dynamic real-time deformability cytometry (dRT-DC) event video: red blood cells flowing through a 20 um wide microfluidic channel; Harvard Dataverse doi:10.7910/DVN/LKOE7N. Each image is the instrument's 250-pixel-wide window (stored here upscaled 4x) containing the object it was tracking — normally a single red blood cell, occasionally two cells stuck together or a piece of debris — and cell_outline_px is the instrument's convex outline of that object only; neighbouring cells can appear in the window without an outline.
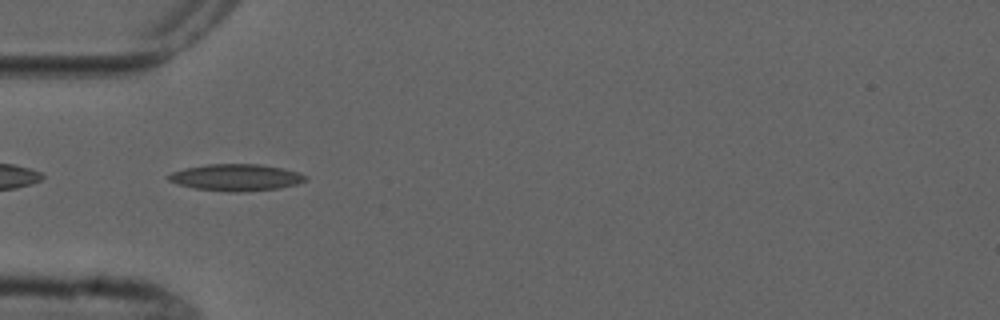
{"species": "common noctule bat (a hibernating species)", "species_latin": "Nyctalus noctula", "temperature_condition": "cold", "stored_images_in_passage": 5, "camera_frame_rate_fps": 3000, "um_per_image_px": 0.085, "animal": {"sex": "male", "forearm_length_mm": 52.5}, "frame": {"image": 1, "passage_image": 5, "time_ms": 4.667, "image_size_px": [1000, 320], "cell_outline_px": [[308, 180], [296, 184], [280, 188], [236, 192], [232, 192], [196, 188], [176, 184], [168, 180], [168, 176], [172, 172], [184, 168], [208, 164], [260, 164], [284, 168], [308, 176]], "centroid_in_image_um": [20.08, 15.07], "position_along_channel_um": 64.9, "area_um2": 21.27}}